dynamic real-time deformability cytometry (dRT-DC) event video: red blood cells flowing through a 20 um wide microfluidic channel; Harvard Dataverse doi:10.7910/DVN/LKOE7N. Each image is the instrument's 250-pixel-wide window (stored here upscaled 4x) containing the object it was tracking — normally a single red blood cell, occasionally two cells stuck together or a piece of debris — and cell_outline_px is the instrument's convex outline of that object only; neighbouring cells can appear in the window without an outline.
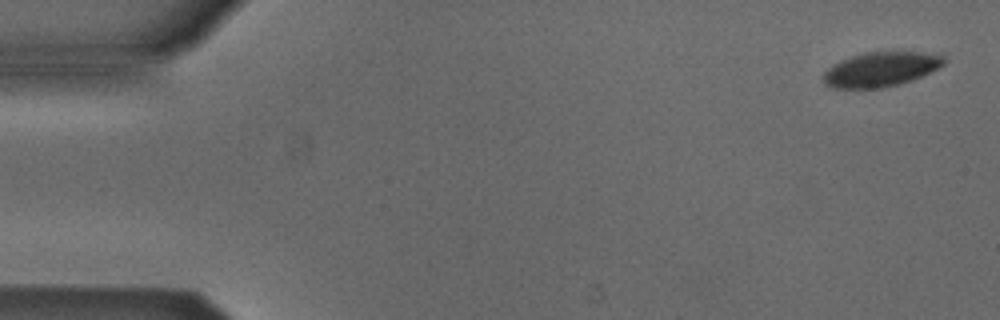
{"species": "Egyptian fruit bat (a non-hibernating species)", "species_latin": "Rousettus aegyptiacus", "temperature_condition": "cold", "stored_images_in_passage": 6, "camera_frame_rate_fps": 3000, "um_per_image_px": 0.085, "animal": {"sex": "male"}, "frame": {"image": 1, "passage_image": 1, "time_ms": 0.0, "image_size_px": [1000, 320], "cell_outline_px": [[944, 64], [912, 80], [900, 84], [884, 88], [832, 88], [824, 84], [824, 72], [832, 64], [840, 60], [864, 52], [944, 52]], "centroid_in_image_um": [74.88, 5.88], "position_along_channel_um": 10.1, "area_um2": 24.45}}
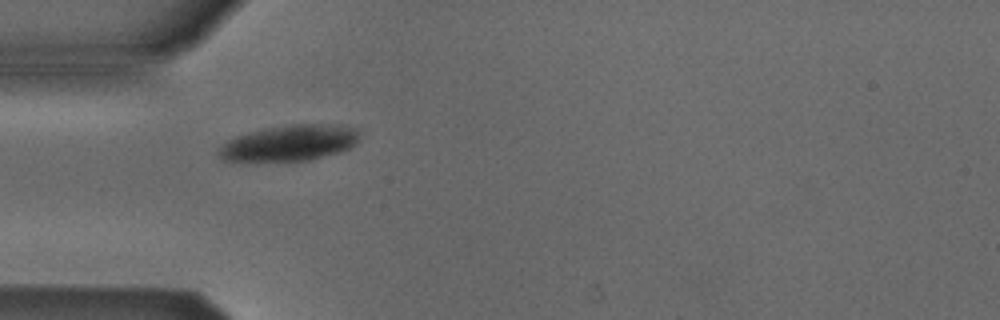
{"frame": {"image": 2, "passage_image": 5, "time_ms": 1.333, "image_size_px": [1000, 320], "cell_outline_px": [[356, 140], [348, 148], [340, 152], [308, 160], [256, 164], [248, 164], [224, 160], [216, 152], [228, 140], [236, 136], [264, 128], [292, 124], [340, 124], [356, 128]], "centroid_in_image_um": [24.5, 12.2], "position_along_channel_um": 60.5, "area_um2": 30.11}}
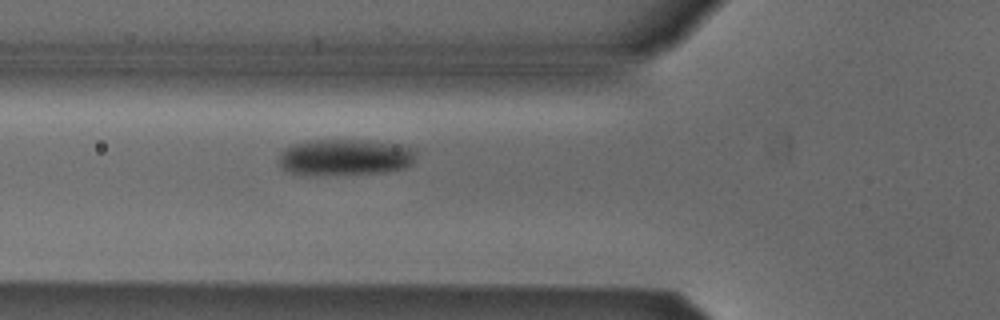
{"frame": {"image": 3, "passage_image": 6, "time_ms": 1.667, "image_size_px": [1000, 320], "cell_outline_px": [[416, 156], [412, 164], [404, 168], [388, 172], [288, 172], [280, 164], [280, 152], [284, 148], [292, 144], [304, 140], [364, 140], [400, 144], [416, 148]], "centroid_in_image_um": [29.42, 13.3], "position_along_channel_um": 96.4, "area_um2": 28.26}}